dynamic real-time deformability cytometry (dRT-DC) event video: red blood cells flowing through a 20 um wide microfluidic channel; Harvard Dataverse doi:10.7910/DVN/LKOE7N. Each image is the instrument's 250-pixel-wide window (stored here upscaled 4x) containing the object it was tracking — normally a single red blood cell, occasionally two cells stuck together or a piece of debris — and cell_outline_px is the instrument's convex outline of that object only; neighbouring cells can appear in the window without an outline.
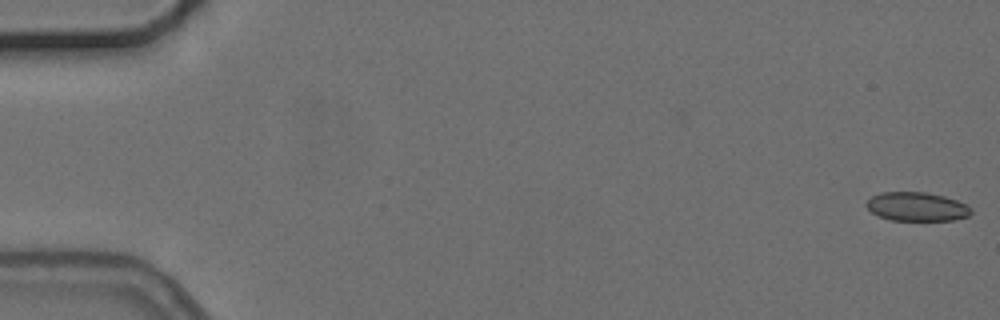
{"species": "common noctule bat (a hibernating species)", "species_latin": "Nyctalus noctula", "temperature_condition": "cold", "stored_images_in_passage": 5, "camera_frame_rate_fps": 3000, "um_per_image_px": 0.085, "animal": {"sex": "female", "body_mass_g": 24.6, "forearm_length_mm": 56.2}, "frame": {"image": 1, "passage_image": 1, "time_ms": 0.0, "image_size_px": [1000, 320], "cell_outline_px": [[972, 212], [968, 216], [952, 220], [892, 220], [880, 216], [872, 212], [864, 204], [872, 196], [880, 192], [924, 192], [944, 196], [956, 200], [972, 208]], "centroid_in_image_um": [77.92, 17.56], "position_along_channel_um": 7.1, "area_um2": 17.46}}